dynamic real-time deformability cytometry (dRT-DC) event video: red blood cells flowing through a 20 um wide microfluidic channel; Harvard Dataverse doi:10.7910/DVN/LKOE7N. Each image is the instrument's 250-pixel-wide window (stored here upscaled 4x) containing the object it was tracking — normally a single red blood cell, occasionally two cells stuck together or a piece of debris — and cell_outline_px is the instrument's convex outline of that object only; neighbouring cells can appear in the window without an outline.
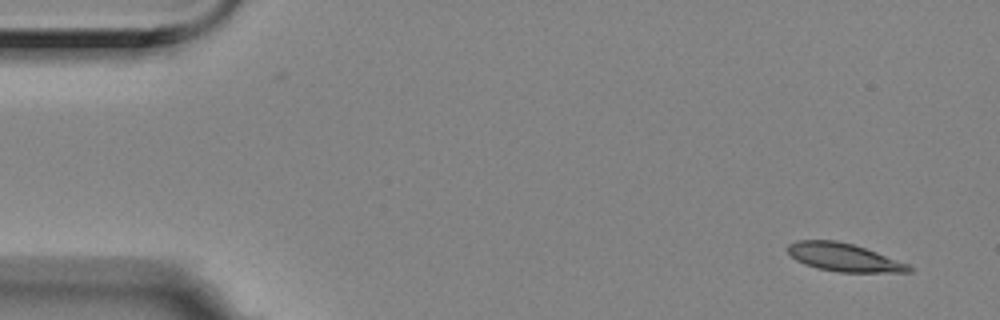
{"species": "Egyptian fruit bat (a non-hibernating species)", "species_latin": "Rousettus aegyptiacus", "temperature_condition": "room temperature", "stored_images_in_passage": 8, "camera_frame_rate_fps": 3000, "um_per_image_px": 0.085, "animal": {"sex": "female"}, "frame": {"image": 1, "passage_image": 1, "time_ms": 0.0, "image_size_px": [1000, 320], "cell_outline_px": [[912, 272], [840, 272], [816, 268], [804, 264], [796, 260], [788, 252], [788, 244], [796, 240], [836, 240], [852, 244], [876, 252], [908, 264], [912, 268]], "centroid_in_image_um": [71.69, 21.87], "position_along_channel_um": 13.3, "area_um2": 19.65}}
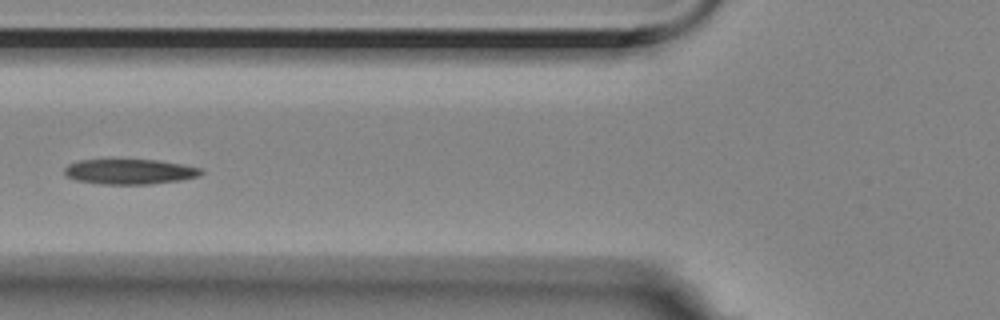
{"frame": {"image": 2, "passage_image": 6, "time_ms": 1.667, "image_size_px": [1000, 320], "cell_outline_px": [[204, 172], [200, 176], [180, 180], [152, 184], [100, 184], [76, 180], [68, 176], [64, 172], [64, 168], [68, 164], [80, 160], [160, 160], [200, 168]], "centroid_in_image_um": [11.03, 14.59], "position_along_channel_um": 114.8, "area_um2": 19.94}}
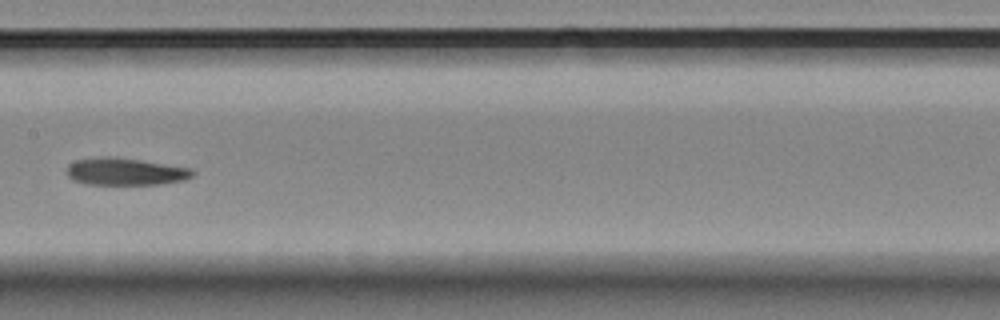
{"frame": {"image": 3, "passage_image": 8, "time_ms": 2.333, "image_size_px": [1000, 320], "cell_outline_px": [[196, 172], [192, 176], [184, 180], [160, 184], [84, 184], [72, 180], [64, 172], [68, 164], [76, 160], [108, 156], [192, 168]], "centroid_in_image_um": [10.61, 14.6], "position_along_channel_um": 196.8, "area_um2": 19.88}}